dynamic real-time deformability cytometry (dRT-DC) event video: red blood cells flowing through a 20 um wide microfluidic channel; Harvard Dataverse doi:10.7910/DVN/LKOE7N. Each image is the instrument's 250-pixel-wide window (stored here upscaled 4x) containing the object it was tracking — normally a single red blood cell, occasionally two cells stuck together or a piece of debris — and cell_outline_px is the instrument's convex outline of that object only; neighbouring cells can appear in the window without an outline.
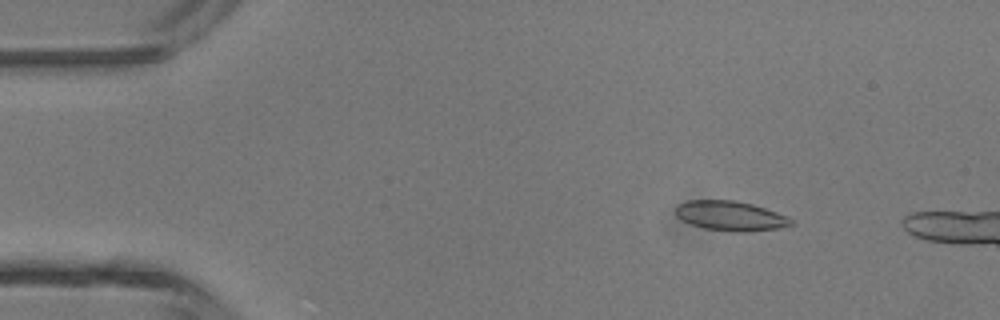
{"species": "common noctule bat (a hibernating species)", "species_latin": "Nyctalus noctula", "temperature_condition": "room temperature", "stored_images_in_passage": 43, "camera_frame_rate_fps": 3000, "um_per_image_px": 0.085, "animal": {"sex": "male", "body_mass_g": 13.3}, "frame": {"image": 1, "passage_image": 7, "time_ms": 2.0, "image_size_px": [1000, 320], "cell_outline_px": [[796, 224], [780, 228], [748, 232], [736, 232], [704, 228], [692, 224], [676, 216], [676, 204], [688, 200], [736, 200], [752, 204], [788, 216]], "centroid_in_image_um": [62.12, 18.35], "position_along_channel_um": 22.9, "area_um2": 20.06}}
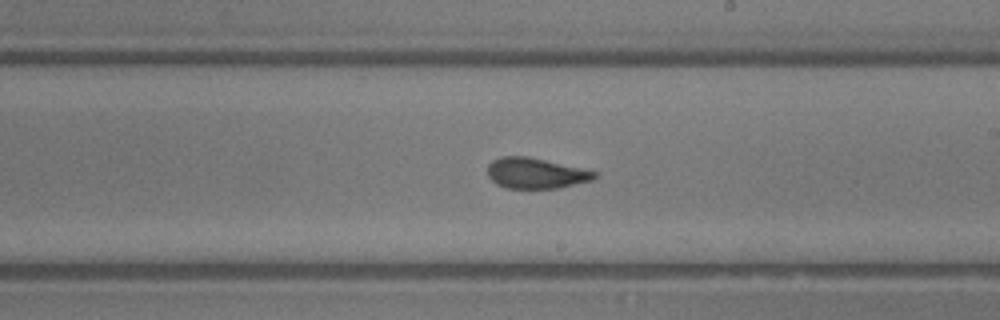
{"frame": {"image": 2, "passage_image": 27, "time_ms": 8.667, "image_size_px": [1000, 320], "cell_outline_px": [[596, 176], [592, 180], [556, 188], [504, 188], [496, 184], [488, 176], [488, 164], [492, 160], [500, 156], [528, 156], [580, 168], [596, 172]], "centroid_in_image_um": [45.47, 14.72], "position_along_channel_um": 243.5, "area_um2": 18.9}}
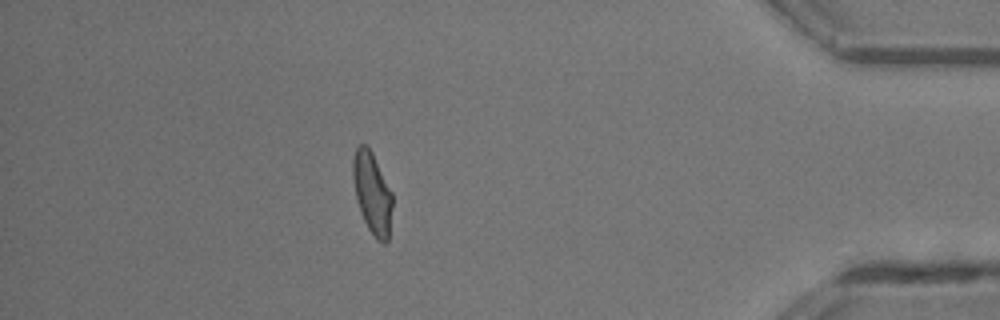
{"frame": {"image": 3, "passage_image": 41, "time_ms": 13.333, "image_size_px": [1000, 320], "cell_outline_px": [[392, 208], [388, 240], [384, 244], [376, 240], [368, 228], [360, 212], [356, 200], [352, 180], [352, 160], [356, 144], [368, 144], [392, 192]], "centroid_in_image_um": [31.61, 16.38], "position_along_channel_um": 403.6, "area_um2": 19.13}, "authors_computed_cell_mechanics": {"area_um2": 19.363, "velocity_mm_per_s": 4.4571, "shape_relaxation_time_tau1_ms": 4.0704, "shape_relaxation_time_tau2_ms": 0.922, "deformation_change_tau1": 0.1615, "deformation_change_tau2": 0.0863}}